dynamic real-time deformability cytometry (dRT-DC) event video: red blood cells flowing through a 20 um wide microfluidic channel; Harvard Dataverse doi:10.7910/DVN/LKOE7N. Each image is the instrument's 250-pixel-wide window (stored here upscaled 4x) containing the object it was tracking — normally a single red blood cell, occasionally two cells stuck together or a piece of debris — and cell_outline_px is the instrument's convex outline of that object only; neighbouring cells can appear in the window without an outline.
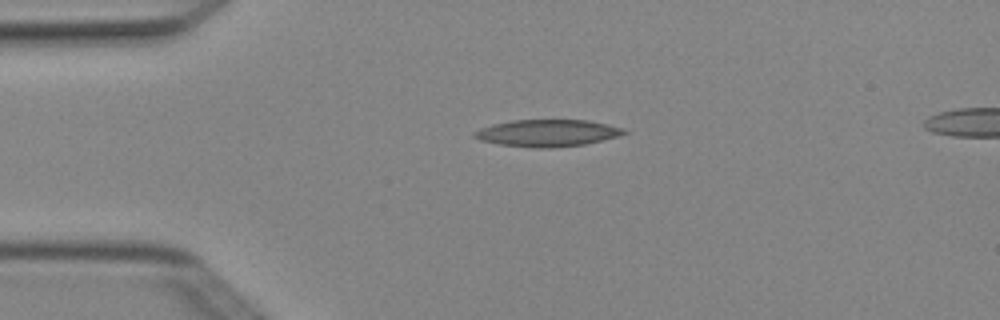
{"species": "Egyptian fruit bat (a non-hibernating species)", "species_latin": "Rousettus aegyptiacus", "temperature_condition": "cold", "stored_images_in_passage": 2, "camera_frame_rate_fps": 3000, "um_per_image_px": 0.085, "animal": {"sex": "female"}, "frame": {"image": 1, "passage_image": 2, "time_ms": 0.333, "image_size_px": [1000, 320], "cell_outline_px": [[628, 132], [620, 136], [584, 144], [552, 148], [532, 148], [500, 144], [480, 140], [472, 136], [472, 132], [480, 128], [492, 124], [512, 120], [588, 120], [608, 124], [624, 128]], "centroid_in_image_um": [46.52, 11.3], "position_along_channel_um": 38.5, "area_um2": 23.64}}